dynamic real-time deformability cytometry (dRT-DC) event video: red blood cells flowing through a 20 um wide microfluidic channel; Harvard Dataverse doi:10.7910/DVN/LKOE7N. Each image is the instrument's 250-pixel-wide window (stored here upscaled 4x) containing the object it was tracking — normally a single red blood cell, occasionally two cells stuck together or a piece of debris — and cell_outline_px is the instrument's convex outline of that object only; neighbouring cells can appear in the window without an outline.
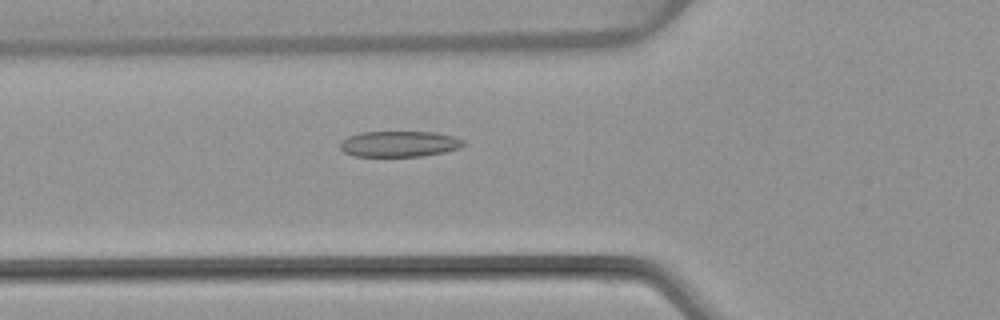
{"species": "common noctule bat (a hibernating species)", "species_latin": "Nyctalus noctula", "temperature_condition": "warm", "stored_images_in_passage": 52, "camera_frame_rate_fps": 3000, "um_per_image_px": 0.085, "animal": {"sex": "female", "body_mass_g": 22.7, "forearm_length_mm": 54.2}, "frame": {"image": 1, "passage_image": 19, "time_ms": 6.0, "image_size_px": [1000, 320], "cell_outline_px": [[464, 144], [460, 148], [444, 152], [420, 156], [352, 156], [344, 152], [340, 148], [340, 140], [348, 136], [360, 132], [432, 132], [452, 136], [464, 140]], "centroid_in_image_um": [33.89, 12.23], "position_along_channel_um": 91.9, "area_um2": 18.55}}
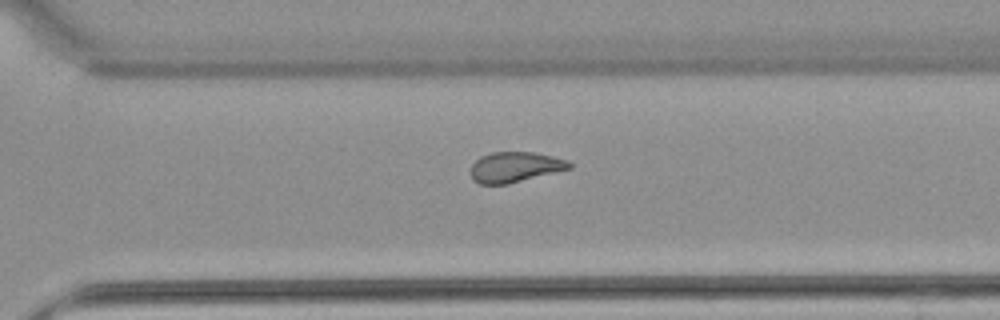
{"frame": {"image": 2, "passage_image": 37, "time_ms": 12.0, "image_size_px": [1000, 320], "cell_outline_px": [[572, 168], [508, 184], [480, 184], [472, 180], [472, 164], [480, 156], [492, 152], [532, 152], [552, 156], [568, 160], [572, 164]], "centroid_in_image_um": [43.78, 14.2], "position_along_channel_um": 326.8, "area_um2": 17.4}}
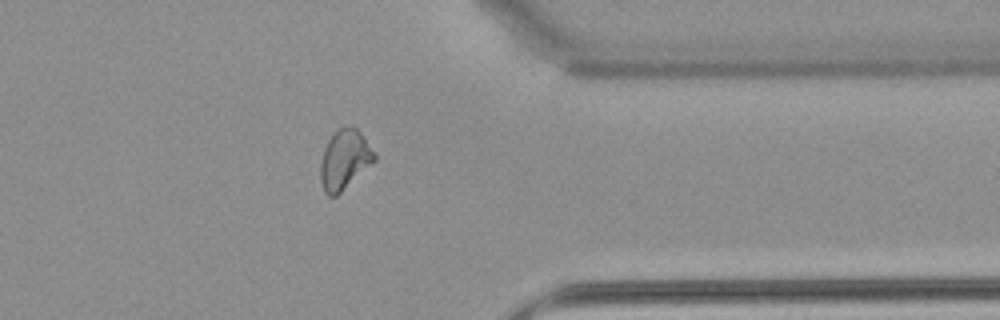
{"frame": {"image": 3, "passage_image": 42, "time_ms": 13.667, "image_size_px": [1000, 320], "cell_outline_px": [[376, 160], [336, 196], [328, 196], [324, 192], [320, 180], [320, 164], [324, 148], [332, 132], [344, 124], [348, 124], [356, 128], [360, 132], [376, 156]], "centroid_in_image_um": [29.25, 13.54], "position_along_channel_um": 382.1, "area_um2": 18.79}, "authors_computed_cell_mechanics": {"area_um2": 18.9584, "velocity_mm_per_s": 3.9134, "shape_relaxation_time_tau1_ms": null, "shape_relaxation_time_tau2_ms": 1.6815, "deformation_change_tau1": null, "deformation_change_tau2": 0.088}}